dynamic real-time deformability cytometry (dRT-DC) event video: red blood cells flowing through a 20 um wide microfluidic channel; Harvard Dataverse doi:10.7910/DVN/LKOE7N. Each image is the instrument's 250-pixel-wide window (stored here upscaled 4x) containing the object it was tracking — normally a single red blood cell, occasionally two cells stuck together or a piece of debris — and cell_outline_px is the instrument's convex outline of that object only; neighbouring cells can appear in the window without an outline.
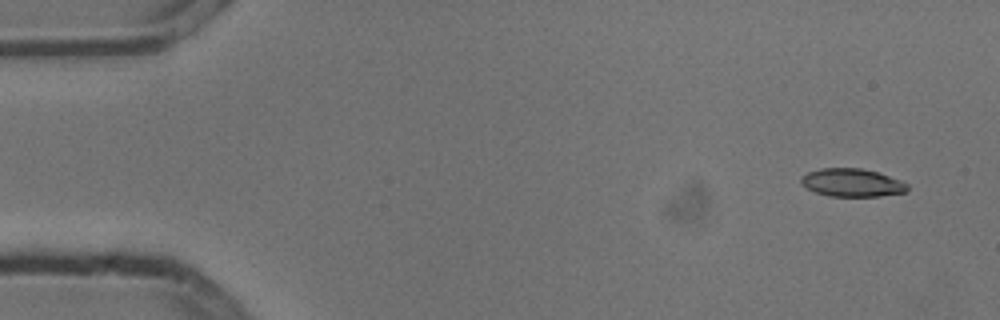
{"species": "common noctule bat (a hibernating species)", "species_latin": "Nyctalus noctula", "temperature_condition": "cold", "stored_images_in_passage": 5, "camera_frame_rate_fps": 3000, "um_per_image_px": 0.085, "animal": {"sex": "male", "body_mass_g": 13.3}, "frame": {"image": 1, "passage_image": 1, "time_ms": 0.0, "image_size_px": [1000, 320], "cell_outline_px": [[908, 188], [904, 192], [880, 196], [828, 196], [816, 192], [800, 184], [800, 176], [808, 172], [820, 168], [860, 168], [876, 172], [900, 180], [908, 184]], "centroid_in_image_um": [72.38, 15.52], "position_along_channel_um": 12.6, "area_um2": 17.28}}
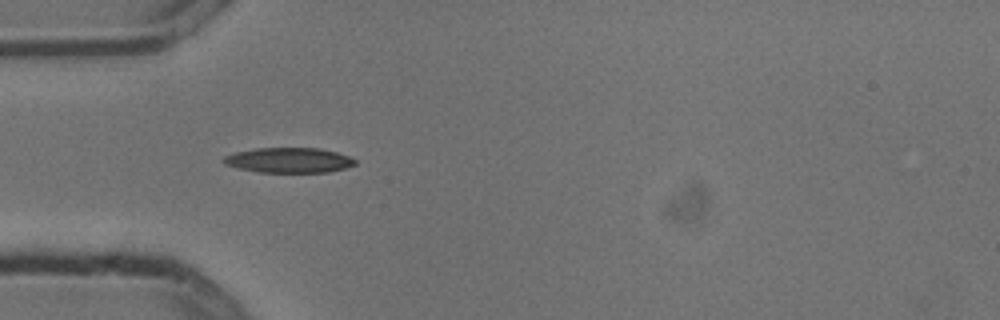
{"frame": {"image": 2, "passage_image": 4, "time_ms": 1.0, "image_size_px": [1000, 320], "cell_outline_px": [[356, 164], [344, 168], [328, 172], [260, 172], [240, 168], [224, 164], [220, 160], [224, 156], [236, 152], [256, 148], [320, 148], [336, 152], [348, 156], [356, 160]], "centroid_in_image_um": [24.54, 13.61], "position_along_channel_um": 60.5, "area_um2": 19.13}}
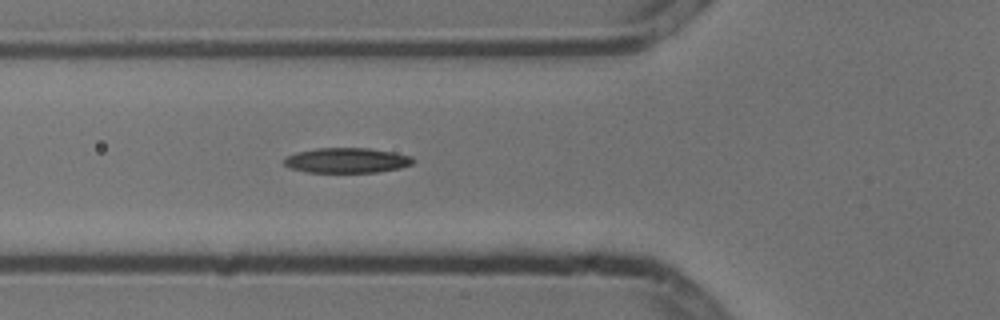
{"frame": {"image": 3, "passage_image": 5, "time_ms": 1.333, "image_size_px": [1000, 320], "cell_outline_px": [[412, 164], [400, 168], [376, 172], [308, 172], [288, 168], [284, 164], [284, 160], [288, 156], [296, 152], [316, 148], [368, 148], [392, 152], [412, 156]], "centroid_in_image_um": [29.45, 13.63], "position_along_channel_um": 96.4, "area_um2": 18.73}}